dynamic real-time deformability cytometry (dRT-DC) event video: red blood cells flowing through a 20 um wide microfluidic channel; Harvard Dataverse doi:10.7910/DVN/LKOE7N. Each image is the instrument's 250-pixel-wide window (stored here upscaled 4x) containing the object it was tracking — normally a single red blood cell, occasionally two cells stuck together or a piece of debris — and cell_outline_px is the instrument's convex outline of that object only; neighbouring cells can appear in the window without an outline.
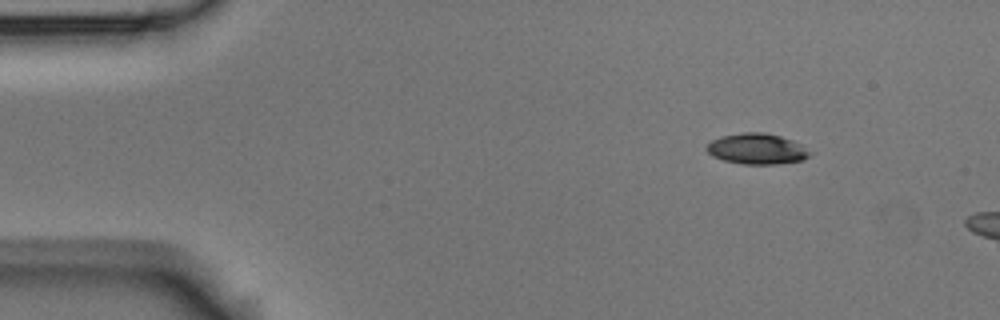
{"species": "Egyptian fruit bat (a non-hibernating species)", "species_latin": "Rousettus aegyptiacus", "temperature_condition": "room temperature", "stored_images_in_passage": 3, "camera_frame_rate_fps": 3000, "um_per_image_px": 0.085, "animal": {"sex": "male"}, "frame": {"image": 1, "passage_image": 1, "time_ms": 0.0, "image_size_px": [1000, 320], "cell_outline_px": [[812, 152], [804, 160], [780, 164], [740, 164], [724, 160], [712, 156], [704, 148], [712, 140], [720, 136], [744, 132], [764, 132], [780, 136], [792, 140], [800, 144]], "centroid_in_image_um": [64.33, 12.65], "position_along_channel_um": 20.7, "area_um2": 18.61}}